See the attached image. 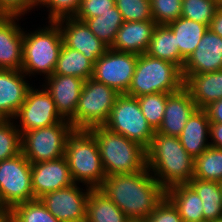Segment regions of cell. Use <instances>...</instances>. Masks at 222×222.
Segmentation results:
<instances>
[{"label":"cell","mask_w":222,"mask_h":222,"mask_svg":"<svg viewBox=\"0 0 222 222\" xmlns=\"http://www.w3.org/2000/svg\"><path fill=\"white\" fill-rule=\"evenodd\" d=\"M146 168L131 174L106 176L99 188L129 219H146L166 196V190Z\"/></svg>","instance_id":"cell-1"},{"label":"cell","mask_w":222,"mask_h":222,"mask_svg":"<svg viewBox=\"0 0 222 222\" xmlns=\"http://www.w3.org/2000/svg\"><path fill=\"white\" fill-rule=\"evenodd\" d=\"M194 161L177 136L155 132L146 148L147 168L165 190L175 185L188 184L194 175Z\"/></svg>","instance_id":"cell-2"},{"label":"cell","mask_w":222,"mask_h":222,"mask_svg":"<svg viewBox=\"0 0 222 222\" xmlns=\"http://www.w3.org/2000/svg\"><path fill=\"white\" fill-rule=\"evenodd\" d=\"M89 130L96 138L106 176L131 174L147 168L146 149L139 143L104 126Z\"/></svg>","instance_id":"cell-3"},{"label":"cell","mask_w":222,"mask_h":222,"mask_svg":"<svg viewBox=\"0 0 222 222\" xmlns=\"http://www.w3.org/2000/svg\"><path fill=\"white\" fill-rule=\"evenodd\" d=\"M64 156L74 183L83 182L91 189L101 187L106 173L96 138L90 130L73 129L68 135Z\"/></svg>","instance_id":"cell-4"},{"label":"cell","mask_w":222,"mask_h":222,"mask_svg":"<svg viewBox=\"0 0 222 222\" xmlns=\"http://www.w3.org/2000/svg\"><path fill=\"white\" fill-rule=\"evenodd\" d=\"M181 69L172 62L146 53L138 55L134 75L126 94L139 97L153 93H175L183 87Z\"/></svg>","instance_id":"cell-5"},{"label":"cell","mask_w":222,"mask_h":222,"mask_svg":"<svg viewBox=\"0 0 222 222\" xmlns=\"http://www.w3.org/2000/svg\"><path fill=\"white\" fill-rule=\"evenodd\" d=\"M63 38L59 25L49 21V26L43 29L24 33L22 50V68L25 75L43 73L45 79L54 72Z\"/></svg>","instance_id":"cell-6"},{"label":"cell","mask_w":222,"mask_h":222,"mask_svg":"<svg viewBox=\"0 0 222 222\" xmlns=\"http://www.w3.org/2000/svg\"><path fill=\"white\" fill-rule=\"evenodd\" d=\"M103 126L139 143L145 149L150 145L155 133L147 123L137 98L127 94L117 96L109 118Z\"/></svg>","instance_id":"cell-7"},{"label":"cell","mask_w":222,"mask_h":222,"mask_svg":"<svg viewBox=\"0 0 222 222\" xmlns=\"http://www.w3.org/2000/svg\"><path fill=\"white\" fill-rule=\"evenodd\" d=\"M72 131L68 120L27 131L21 135V153L30 163L59 159L64 156L66 141Z\"/></svg>","instance_id":"cell-8"},{"label":"cell","mask_w":222,"mask_h":222,"mask_svg":"<svg viewBox=\"0 0 222 222\" xmlns=\"http://www.w3.org/2000/svg\"><path fill=\"white\" fill-rule=\"evenodd\" d=\"M119 95L114 89L88 78L83 85L75 111V129L103 126Z\"/></svg>","instance_id":"cell-9"},{"label":"cell","mask_w":222,"mask_h":222,"mask_svg":"<svg viewBox=\"0 0 222 222\" xmlns=\"http://www.w3.org/2000/svg\"><path fill=\"white\" fill-rule=\"evenodd\" d=\"M31 200H34L31 163L22 153L0 161V207L10 211Z\"/></svg>","instance_id":"cell-10"},{"label":"cell","mask_w":222,"mask_h":222,"mask_svg":"<svg viewBox=\"0 0 222 222\" xmlns=\"http://www.w3.org/2000/svg\"><path fill=\"white\" fill-rule=\"evenodd\" d=\"M138 55L108 49L97 59L91 78L104 83L119 94H126L130 87Z\"/></svg>","instance_id":"cell-11"},{"label":"cell","mask_w":222,"mask_h":222,"mask_svg":"<svg viewBox=\"0 0 222 222\" xmlns=\"http://www.w3.org/2000/svg\"><path fill=\"white\" fill-rule=\"evenodd\" d=\"M34 89L29 88L24 103L14 117V119L18 117L20 119L21 126L17 128H20L18 130L21 135L33 129L48 127L64 121L49 92L45 88Z\"/></svg>","instance_id":"cell-12"},{"label":"cell","mask_w":222,"mask_h":222,"mask_svg":"<svg viewBox=\"0 0 222 222\" xmlns=\"http://www.w3.org/2000/svg\"><path fill=\"white\" fill-rule=\"evenodd\" d=\"M77 183L47 193L40 198L47 210L60 222H86L90 189L80 190Z\"/></svg>","instance_id":"cell-13"},{"label":"cell","mask_w":222,"mask_h":222,"mask_svg":"<svg viewBox=\"0 0 222 222\" xmlns=\"http://www.w3.org/2000/svg\"><path fill=\"white\" fill-rule=\"evenodd\" d=\"M55 22L60 27L63 43L67 47L81 52L93 64L110 48L103 41L99 40L83 21L77 20L74 17H65Z\"/></svg>","instance_id":"cell-14"},{"label":"cell","mask_w":222,"mask_h":222,"mask_svg":"<svg viewBox=\"0 0 222 222\" xmlns=\"http://www.w3.org/2000/svg\"><path fill=\"white\" fill-rule=\"evenodd\" d=\"M31 181L34 199L74 184L65 156L31 163Z\"/></svg>","instance_id":"cell-15"},{"label":"cell","mask_w":222,"mask_h":222,"mask_svg":"<svg viewBox=\"0 0 222 222\" xmlns=\"http://www.w3.org/2000/svg\"><path fill=\"white\" fill-rule=\"evenodd\" d=\"M44 87L55 102L56 109L64 120L75 129V111L85 80L76 76L52 74Z\"/></svg>","instance_id":"cell-16"},{"label":"cell","mask_w":222,"mask_h":222,"mask_svg":"<svg viewBox=\"0 0 222 222\" xmlns=\"http://www.w3.org/2000/svg\"><path fill=\"white\" fill-rule=\"evenodd\" d=\"M219 70H222V37L208 28L181 71L182 74H202Z\"/></svg>","instance_id":"cell-17"},{"label":"cell","mask_w":222,"mask_h":222,"mask_svg":"<svg viewBox=\"0 0 222 222\" xmlns=\"http://www.w3.org/2000/svg\"><path fill=\"white\" fill-rule=\"evenodd\" d=\"M18 17V18H17ZM18 15H0V69L21 70L24 31Z\"/></svg>","instance_id":"cell-18"},{"label":"cell","mask_w":222,"mask_h":222,"mask_svg":"<svg viewBox=\"0 0 222 222\" xmlns=\"http://www.w3.org/2000/svg\"><path fill=\"white\" fill-rule=\"evenodd\" d=\"M196 109L195 102L184 87L175 93H171L167 97L161 125L155 132L178 137Z\"/></svg>","instance_id":"cell-19"},{"label":"cell","mask_w":222,"mask_h":222,"mask_svg":"<svg viewBox=\"0 0 222 222\" xmlns=\"http://www.w3.org/2000/svg\"><path fill=\"white\" fill-rule=\"evenodd\" d=\"M21 70L0 69V112L14 119L30 88Z\"/></svg>","instance_id":"cell-20"},{"label":"cell","mask_w":222,"mask_h":222,"mask_svg":"<svg viewBox=\"0 0 222 222\" xmlns=\"http://www.w3.org/2000/svg\"><path fill=\"white\" fill-rule=\"evenodd\" d=\"M156 26L154 20L124 22L110 48L141 55L147 51Z\"/></svg>","instance_id":"cell-21"},{"label":"cell","mask_w":222,"mask_h":222,"mask_svg":"<svg viewBox=\"0 0 222 222\" xmlns=\"http://www.w3.org/2000/svg\"><path fill=\"white\" fill-rule=\"evenodd\" d=\"M183 87L189 92L196 107L205 109L222 98V70L202 74H182Z\"/></svg>","instance_id":"cell-22"},{"label":"cell","mask_w":222,"mask_h":222,"mask_svg":"<svg viewBox=\"0 0 222 222\" xmlns=\"http://www.w3.org/2000/svg\"><path fill=\"white\" fill-rule=\"evenodd\" d=\"M209 132L210 120L207 111L197 108L178 138L186 152L195 159L210 147V143L206 142Z\"/></svg>","instance_id":"cell-23"},{"label":"cell","mask_w":222,"mask_h":222,"mask_svg":"<svg viewBox=\"0 0 222 222\" xmlns=\"http://www.w3.org/2000/svg\"><path fill=\"white\" fill-rule=\"evenodd\" d=\"M166 197L177 208L183 222L204 221L202 200L189 184L169 188L166 190Z\"/></svg>","instance_id":"cell-24"},{"label":"cell","mask_w":222,"mask_h":222,"mask_svg":"<svg viewBox=\"0 0 222 222\" xmlns=\"http://www.w3.org/2000/svg\"><path fill=\"white\" fill-rule=\"evenodd\" d=\"M176 36L180 56L186 60L193 53L208 27L205 24L179 17L166 24Z\"/></svg>","instance_id":"cell-25"},{"label":"cell","mask_w":222,"mask_h":222,"mask_svg":"<svg viewBox=\"0 0 222 222\" xmlns=\"http://www.w3.org/2000/svg\"><path fill=\"white\" fill-rule=\"evenodd\" d=\"M145 53L172 62L181 70L185 63V60L180 56L178 46H176V36L166 24L156 26Z\"/></svg>","instance_id":"cell-26"},{"label":"cell","mask_w":222,"mask_h":222,"mask_svg":"<svg viewBox=\"0 0 222 222\" xmlns=\"http://www.w3.org/2000/svg\"><path fill=\"white\" fill-rule=\"evenodd\" d=\"M129 218L99 188L90 189L86 222H129Z\"/></svg>","instance_id":"cell-27"},{"label":"cell","mask_w":222,"mask_h":222,"mask_svg":"<svg viewBox=\"0 0 222 222\" xmlns=\"http://www.w3.org/2000/svg\"><path fill=\"white\" fill-rule=\"evenodd\" d=\"M93 67L94 64L81 52L63 43L53 74L76 76L86 81L92 77Z\"/></svg>","instance_id":"cell-28"},{"label":"cell","mask_w":222,"mask_h":222,"mask_svg":"<svg viewBox=\"0 0 222 222\" xmlns=\"http://www.w3.org/2000/svg\"><path fill=\"white\" fill-rule=\"evenodd\" d=\"M188 184L202 200L204 220L214 221L222 218V191L219 182L192 178Z\"/></svg>","instance_id":"cell-29"},{"label":"cell","mask_w":222,"mask_h":222,"mask_svg":"<svg viewBox=\"0 0 222 222\" xmlns=\"http://www.w3.org/2000/svg\"><path fill=\"white\" fill-rule=\"evenodd\" d=\"M77 20L85 22L91 32L109 47L112 46L119 28L124 23L123 17L116 6L103 13V15Z\"/></svg>","instance_id":"cell-30"},{"label":"cell","mask_w":222,"mask_h":222,"mask_svg":"<svg viewBox=\"0 0 222 222\" xmlns=\"http://www.w3.org/2000/svg\"><path fill=\"white\" fill-rule=\"evenodd\" d=\"M193 178L203 181L222 180V149L210 146L194 161Z\"/></svg>","instance_id":"cell-31"},{"label":"cell","mask_w":222,"mask_h":222,"mask_svg":"<svg viewBox=\"0 0 222 222\" xmlns=\"http://www.w3.org/2000/svg\"><path fill=\"white\" fill-rule=\"evenodd\" d=\"M9 212L10 222H60L47 210L40 199L18 204Z\"/></svg>","instance_id":"cell-32"},{"label":"cell","mask_w":222,"mask_h":222,"mask_svg":"<svg viewBox=\"0 0 222 222\" xmlns=\"http://www.w3.org/2000/svg\"><path fill=\"white\" fill-rule=\"evenodd\" d=\"M221 5L218 0H182L181 16L205 24L209 28Z\"/></svg>","instance_id":"cell-33"},{"label":"cell","mask_w":222,"mask_h":222,"mask_svg":"<svg viewBox=\"0 0 222 222\" xmlns=\"http://www.w3.org/2000/svg\"><path fill=\"white\" fill-rule=\"evenodd\" d=\"M169 93H153L136 97L147 123L156 131L163 120Z\"/></svg>","instance_id":"cell-34"},{"label":"cell","mask_w":222,"mask_h":222,"mask_svg":"<svg viewBox=\"0 0 222 222\" xmlns=\"http://www.w3.org/2000/svg\"><path fill=\"white\" fill-rule=\"evenodd\" d=\"M8 119L0 126V161L21 153V134L14 122Z\"/></svg>","instance_id":"cell-35"},{"label":"cell","mask_w":222,"mask_h":222,"mask_svg":"<svg viewBox=\"0 0 222 222\" xmlns=\"http://www.w3.org/2000/svg\"><path fill=\"white\" fill-rule=\"evenodd\" d=\"M124 22L153 20L150 0H115Z\"/></svg>","instance_id":"cell-36"},{"label":"cell","mask_w":222,"mask_h":222,"mask_svg":"<svg viewBox=\"0 0 222 222\" xmlns=\"http://www.w3.org/2000/svg\"><path fill=\"white\" fill-rule=\"evenodd\" d=\"M153 20L165 25L181 17L182 0H150Z\"/></svg>","instance_id":"cell-37"},{"label":"cell","mask_w":222,"mask_h":222,"mask_svg":"<svg viewBox=\"0 0 222 222\" xmlns=\"http://www.w3.org/2000/svg\"><path fill=\"white\" fill-rule=\"evenodd\" d=\"M115 5V0H81L75 19H89L103 15Z\"/></svg>","instance_id":"cell-38"},{"label":"cell","mask_w":222,"mask_h":222,"mask_svg":"<svg viewBox=\"0 0 222 222\" xmlns=\"http://www.w3.org/2000/svg\"><path fill=\"white\" fill-rule=\"evenodd\" d=\"M81 0H49L44 6L49 8V21H57L65 17H73Z\"/></svg>","instance_id":"cell-39"},{"label":"cell","mask_w":222,"mask_h":222,"mask_svg":"<svg viewBox=\"0 0 222 222\" xmlns=\"http://www.w3.org/2000/svg\"><path fill=\"white\" fill-rule=\"evenodd\" d=\"M146 219L148 222H183L177 208L166 196Z\"/></svg>","instance_id":"cell-40"},{"label":"cell","mask_w":222,"mask_h":222,"mask_svg":"<svg viewBox=\"0 0 222 222\" xmlns=\"http://www.w3.org/2000/svg\"><path fill=\"white\" fill-rule=\"evenodd\" d=\"M28 10L29 0H0V15L22 16Z\"/></svg>","instance_id":"cell-41"},{"label":"cell","mask_w":222,"mask_h":222,"mask_svg":"<svg viewBox=\"0 0 222 222\" xmlns=\"http://www.w3.org/2000/svg\"><path fill=\"white\" fill-rule=\"evenodd\" d=\"M210 123H222V98L205 108Z\"/></svg>","instance_id":"cell-42"},{"label":"cell","mask_w":222,"mask_h":222,"mask_svg":"<svg viewBox=\"0 0 222 222\" xmlns=\"http://www.w3.org/2000/svg\"><path fill=\"white\" fill-rule=\"evenodd\" d=\"M210 146L222 149V123H210Z\"/></svg>","instance_id":"cell-43"},{"label":"cell","mask_w":222,"mask_h":222,"mask_svg":"<svg viewBox=\"0 0 222 222\" xmlns=\"http://www.w3.org/2000/svg\"><path fill=\"white\" fill-rule=\"evenodd\" d=\"M209 29L212 30L214 33L222 37V5L219 7V9L216 11Z\"/></svg>","instance_id":"cell-44"},{"label":"cell","mask_w":222,"mask_h":222,"mask_svg":"<svg viewBox=\"0 0 222 222\" xmlns=\"http://www.w3.org/2000/svg\"><path fill=\"white\" fill-rule=\"evenodd\" d=\"M0 222H10V212L0 208Z\"/></svg>","instance_id":"cell-45"},{"label":"cell","mask_w":222,"mask_h":222,"mask_svg":"<svg viewBox=\"0 0 222 222\" xmlns=\"http://www.w3.org/2000/svg\"><path fill=\"white\" fill-rule=\"evenodd\" d=\"M49 0H29V11L39 4L44 6Z\"/></svg>","instance_id":"cell-46"},{"label":"cell","mask_w":222,"mask_h":222,"mask_svg":"<svg viewBox=\"0 0 222 222\" xmlns=\"http://www.w3.org/2000/svg\"><path fill=\"white\" fill-rule=\"evenodd\" d=\"M7 120H8V118H7L4 114H2V113L0 112V126H1L3 123H5Z\"/></svg>","instance_id":"cell-47"},{"label":"cell","mask_w":222,"mask_h":222,"mask_svg":"<svg viewBox=\"0 0 222 222\" xmlns=\"http://www.w3.org/2000/svg\"><path fill=\"white\" fill-rule=\"evenodd\" d=\"M129 222H148L147 219H130Z\"/></svg>","instance_id":"cell-48"},{"label":"cell","mask_w":222,"mask_h":222,"mask_svg":"<svg viewBox=\"0 0 222 222\" xmlns=\"http://www.w3.org/2000/svg\"><path fill=\"white\" fill-rule=\"evenodd\" d=\"M211 222H222V218L214 220V221H211Z\"/></svg>","instance_id":"cell-49"},{"label":"cell","mask_w":222,"mask_h":222,"mask_svg":"<svg viewBox=\"0 0 222 222\" xmlns=\"http://www.w3.org/2000/svg\"><path fill=\"white\" fill-rule=\"evenodd\" d=\"M220 187H221V191H222V180L219 182Z\"/></svg>","instance_id":"cell-50"}]
</instances>
